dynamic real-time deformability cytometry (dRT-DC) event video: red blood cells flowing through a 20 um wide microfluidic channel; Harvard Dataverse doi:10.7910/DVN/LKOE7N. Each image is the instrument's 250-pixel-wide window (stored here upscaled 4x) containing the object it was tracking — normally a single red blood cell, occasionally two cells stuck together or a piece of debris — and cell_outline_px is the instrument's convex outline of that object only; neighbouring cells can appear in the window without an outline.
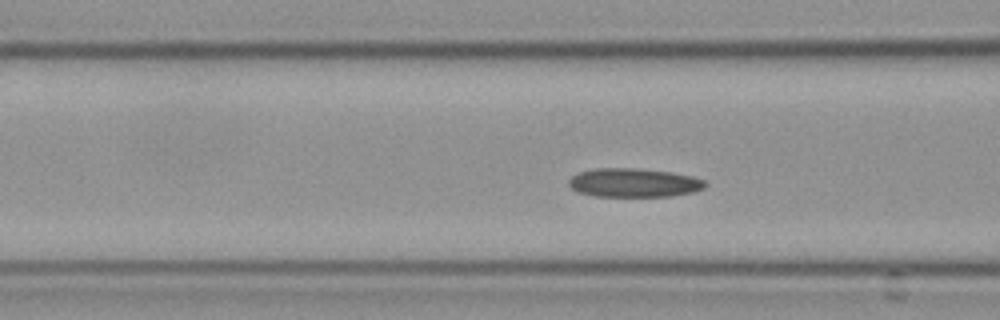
{"species": "Egyptian fruit bat (a non-hibernating species)", "species_latin": "Rousettus aegyptiacus", "temperature_condition": "cold", "stored_images_in_passage": 11, "camera_frame_rate_fps": 3000, "um_per_image_px": 0.085, "frame": {"image": 1, "passage_image": 5, "time_ms": 1.333, "image_size_px": [1000, 320], "cell_outline_px": [[708, 184], [704, 188], [692, 192], [672, 196], [596, 196], [576, 192], [568, 184], [568, 180], [572, 176], [580, 172], [592, 168], [636, 168], [672, 172], [692, 176], [704, 180]], "centroid_in_image_um": [53.87, 15.53], "position_along_channel_um": 112.7, "area_um2": 23.0}}